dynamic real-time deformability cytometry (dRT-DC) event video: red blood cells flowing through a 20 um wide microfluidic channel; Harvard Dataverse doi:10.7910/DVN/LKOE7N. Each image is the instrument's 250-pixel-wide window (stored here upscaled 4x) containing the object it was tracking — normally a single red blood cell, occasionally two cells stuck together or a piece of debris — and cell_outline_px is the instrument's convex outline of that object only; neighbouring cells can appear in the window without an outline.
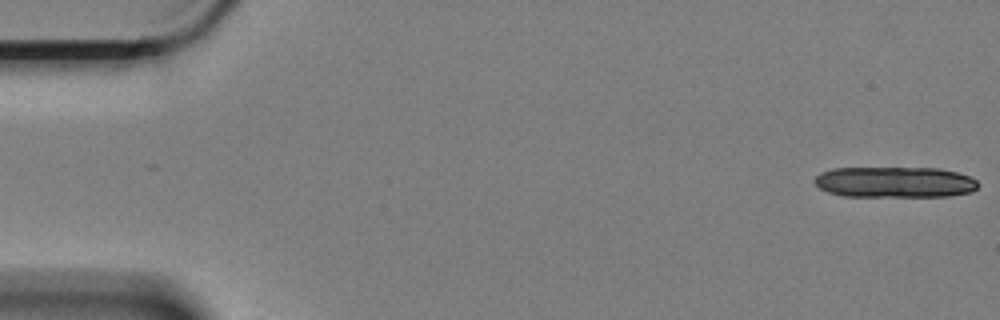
{"species": "Egyptian fruit bat (a non-hibernating species)", "species_latin": "Rousettus aegyptiacus", "temperature_condition": "cold", "stored_images_in_passage": 13, "camera_frame_rate_fps": 3000, "um_per_image_px": 0.085, "animal": {"sex": "female"}, "frame": {"image": 1, "passage_image": 1, "time_ms": 0.0, "image_size_px": [1000, 320], "cell_outline_px": [[980, 184], [972, 192], [952, 196], [844, 196], [828, 192], [820, 188], [812, 180], [820, 172], [832, 168], [940, 168], [972, 176]], "centroid_in_image_um": [76.08, 15.48], "position_along_channel_um": 8.9, "area_um2": 29.71}}